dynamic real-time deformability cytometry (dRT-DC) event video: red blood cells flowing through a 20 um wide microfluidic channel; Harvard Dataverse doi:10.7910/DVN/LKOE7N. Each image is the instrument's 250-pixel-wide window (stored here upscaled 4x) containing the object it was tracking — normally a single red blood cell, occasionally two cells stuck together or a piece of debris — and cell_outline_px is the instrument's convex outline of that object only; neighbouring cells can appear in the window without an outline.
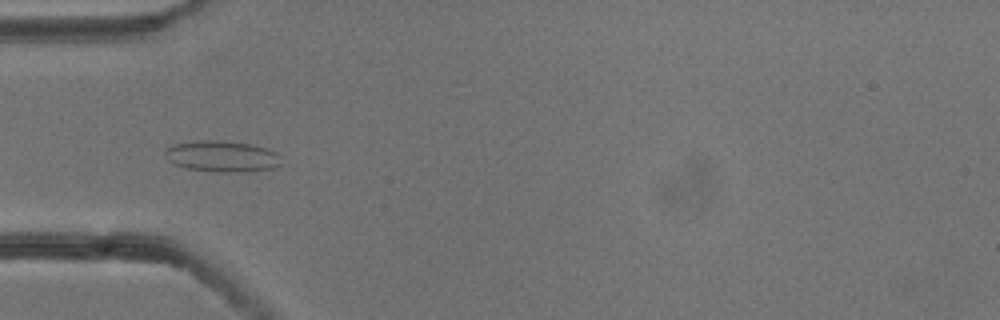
{"species": "common noctule bat (a hibernating species)", "species_latin": "Nyctalus noctula", "temperature_condition": "cold", "stored_images_in_passage": 7, "camera_frame_rate_fps": 3000, "um_per_image_px": 0.085, "animal": {"sex": "male", "body_mass_g": 13.3}, "frame": {"image": 1, "passage_image": 5, "time_ms": 1.333, "image_size_px": [1000, 320], "cell_outline_px": [[280, 164], [276, 168], [236, 172], [216, 172], [188, 168], [176, 164], [168, 160], [164, 156], [164, 152], [168, 148], [176, 144], [200, 140], [220, 140], [248, 144], [264, 148], [276, 152], [280, 156]], "centroid_in_image_um": [18.87, 13.29], "position_along_channel_um": 66.1, "area_um2": 20.81}}
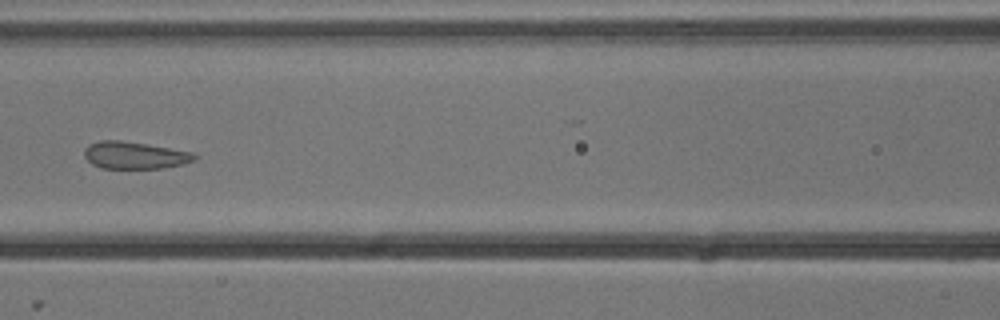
{"frame": {"image": 2, "passage_image": 7, "time_ms": 2.0, "image_size_px": [1000, 320], "cell_outline_px": [[196, 160], [184, 164], [164, 168], [100, 168], [92, 164], [84, 156], [84, 148], [88, 144], [100, 140], [120, 140], [148, 144], [192, 152], [196, 156]], "centroid_in_image_um": [11.43, 13.19], "position_along_channel_um": 155.2, "area_um2": 17.57}}